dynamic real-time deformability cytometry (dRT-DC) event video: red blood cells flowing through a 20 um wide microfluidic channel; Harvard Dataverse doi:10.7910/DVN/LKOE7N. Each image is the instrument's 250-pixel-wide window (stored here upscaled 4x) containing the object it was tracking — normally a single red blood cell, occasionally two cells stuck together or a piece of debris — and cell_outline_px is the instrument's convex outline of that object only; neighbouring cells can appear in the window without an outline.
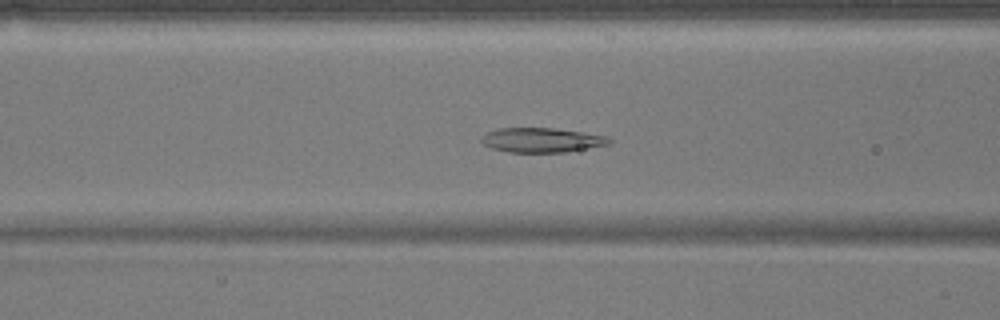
{"species": "common noctule bat (a hibernating species)", "species_latin": "Nyctalus noctula", "temperature_condition": "warm", "stored_images_in_passage": 46, "camera_frame_rate_fps": 3000, "um_per_image_px": 0.085, "animal": {"sex": "male", "body_mass_g": 17.9}, "frame": {"image": 1, "passage_image": 14, "time_ms": 4.333, "image_size_px": [1000, 320], "cell_outline_px": [[612, 144], [564, 152], [508, 152], [492, 148], [484, 144], [480, 140], [480, 136], [488, 132], [500, 128], [552, 128], [608, 136], [612, 140]], "centroid_in_image_um": [46.05, 11.91], "position_along_channel_um": 120.5, "area_um2": 18.21}}
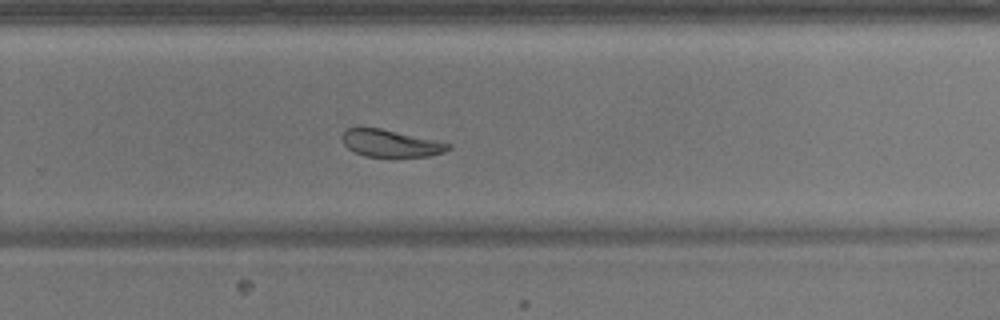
{"frame": {"image": 2, "passage_image": 28, "time_ms": 9.0, "image_size_px": [1000, 320], "cell_outline_px": [[452, 148], [444, 152], [428, 156], [392, 160], [364, 156], [352, 152], [344, 144], [340, 136], [344, 128], [380, 128], [436, 140], [452, 144]], "centroid_in_image_um": [33.19, 12.24], "position_along_channel_um": 296.6, "area_um2": 17.74}}
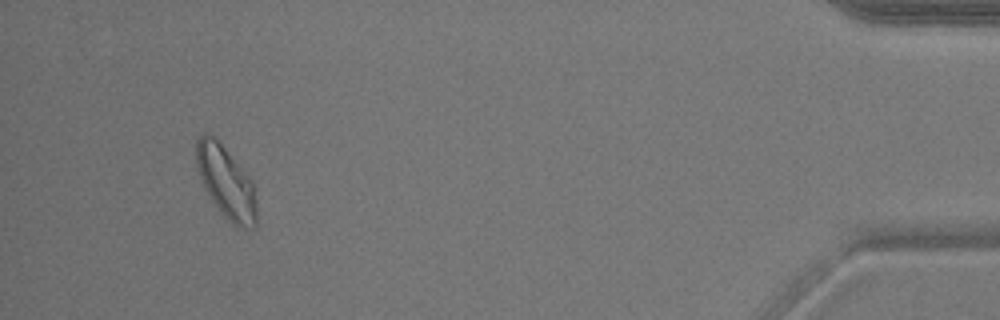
{"frame": {"image": 3, "passage_image": 43, "time_ms": 14.0, "image_size_px": [1000, 320], "cell_outline_px": [[256, 228], [240, 228], [232, 224], [220, 212], [204, 188], [196, 164], [196, 140], [204, 132], [208, 132], [224, 148], [248, 176], [252, 184], [256, 208]], "centroid_in_image_um": [19.19, 15.52], "position_along_channel_um": 416.0, "area_um2": 24.8}, "authors_computed_cell_mechanics": {"area_um2": 19.5653, "velocity_mm_per_s": 3.7831, "shape_relaxation_time_tau1_ms": 4.7047, "shape_relaxation_time_tau2_ms": 2.5189, "deformation_change_tau1": 0.1239, "deformation_change_tau2": 0.0652}}